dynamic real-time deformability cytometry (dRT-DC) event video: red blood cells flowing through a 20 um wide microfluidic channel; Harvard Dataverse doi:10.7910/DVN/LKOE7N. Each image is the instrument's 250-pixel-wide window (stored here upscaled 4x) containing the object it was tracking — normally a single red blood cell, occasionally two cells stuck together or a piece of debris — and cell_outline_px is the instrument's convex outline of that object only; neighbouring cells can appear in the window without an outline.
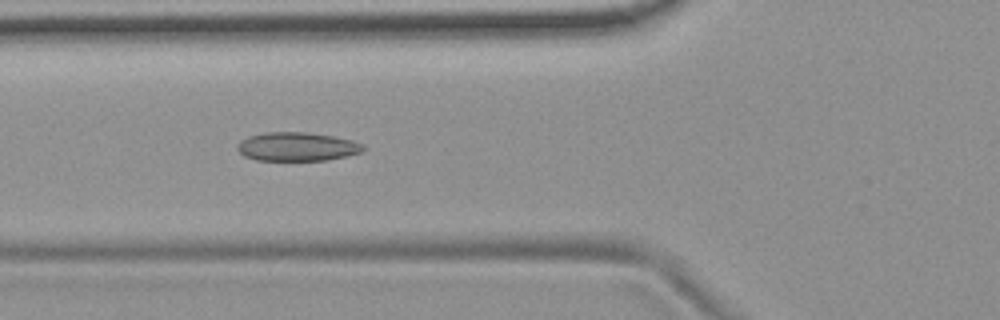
{"species": "common noctule bat (a hibernating species)", "species_latin": "Nyctalus noctula", "temperature_condition": "room temperature", "stored_images_in_passage": 5, "camera_frame_rate_fps": 3000, "um_per_image_px": 0.085, "animal": {"sex": "female", "body_mass_g": 19.9}, "frame": {"image": 1, "passage_image": 3, "time_ms": 0.667, "image_size_px": [1000, 320], "cell_outline_px": [[364, 148], [360, 152], [348, 156], [328, 160], [256, 160], [244, 156], [236, 148], [240, 140], [248, 136], [264, 132], [308, 132], [332, 136], [352, 140], [364, 144]], "centroid_in_image_um": [25.24, 12.46], "position_along_channel_um": 100.6, "area_um2": 21.15}}
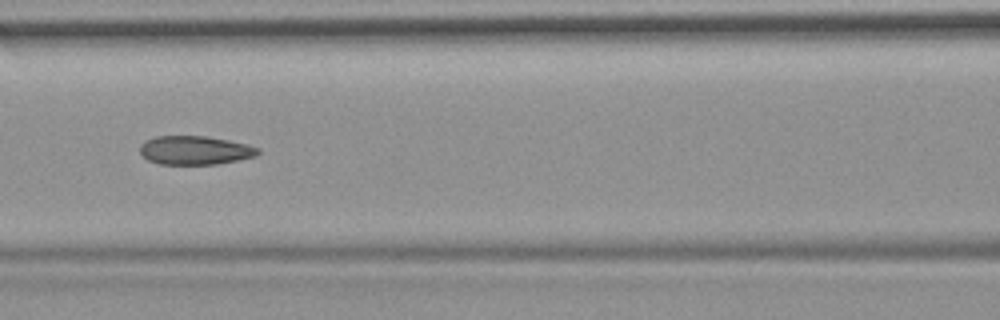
{"frame": {"image": 2, "passage_image": 4, "time_ms": 1.0, "image_size_px": [1000, 320], "cell_outline_px": [[260, 152], [256, 156], [216, 164], [160, 164], [148, 160], [140, 152], [140, 144], [144, 140], [156, 136], [204, 136], [228, 140], [248, 144], [260, 148]], "centroid_in_image_um": [16.57, 12.76], "position_along_channel_um": 150.0, "area_um2": 19.77}}
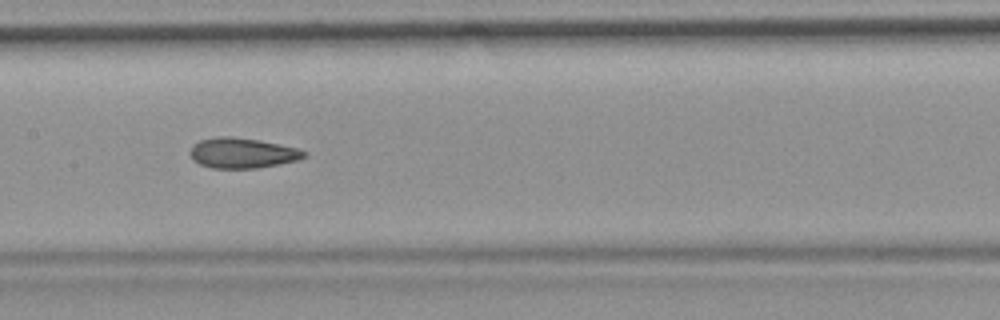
{"frame": {"image": 3, "passage_image": 5, "time_ms": 1.333, "image_size_px": [1000, 320], "cell_outline_px": [[308, 156], [296, 160], [280, 164], [256, 168], [212, 168], [200, 164], [192, 160], [188, 152], [192, 144], [200, 140], [216, 136], [232, 136], [260, 140], [296, 148], [308, 152]], "centroid_in_image_um": [20.56, 13.0], "position_along_channel_um": 186.8, "area_um2": 20.35}}